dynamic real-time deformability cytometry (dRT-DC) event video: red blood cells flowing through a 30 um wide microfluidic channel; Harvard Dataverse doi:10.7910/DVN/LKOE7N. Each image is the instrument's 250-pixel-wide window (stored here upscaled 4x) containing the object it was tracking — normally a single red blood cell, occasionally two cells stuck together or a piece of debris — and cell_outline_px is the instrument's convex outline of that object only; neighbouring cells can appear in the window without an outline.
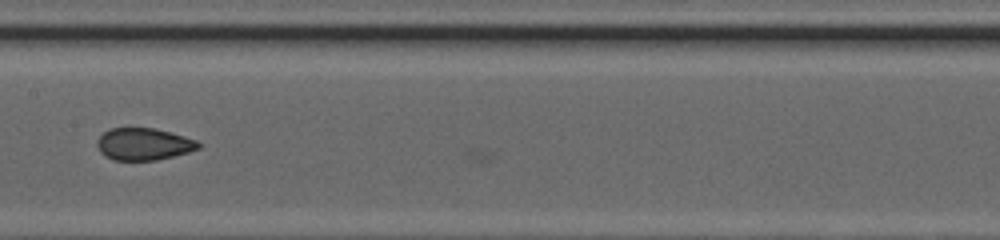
{"species": "common noctule bat (a hibernating species)", "species_latin": "Nyctalus noctula", "temperature_condition": "cold", "stored_images_in_passage": 30, "camera_frame_rate_fps": 3000, "um_per_image_px": 0.085, "animal": {"sex": "female", "body_mass_g": 20.0, "forearm_length_mm": 54.0}, "frame": {"image": 1, "passage_image": 29, "time_ms": 9.333, "image_size_px": [1000, 240], "cell_outline_px": [[204, 144], [200, 148], [188, 152], [156, 160], [112, 160], [104, 156], [100, 152], [96, 144], [96, 140], [104, 132], [112, 128], [156, 128], [184, 136], [196, 140]], "centroid_in_image_um": [12.21, 12.25], "position_along_channel_um": 195.2, "area_um2": 19.07}}